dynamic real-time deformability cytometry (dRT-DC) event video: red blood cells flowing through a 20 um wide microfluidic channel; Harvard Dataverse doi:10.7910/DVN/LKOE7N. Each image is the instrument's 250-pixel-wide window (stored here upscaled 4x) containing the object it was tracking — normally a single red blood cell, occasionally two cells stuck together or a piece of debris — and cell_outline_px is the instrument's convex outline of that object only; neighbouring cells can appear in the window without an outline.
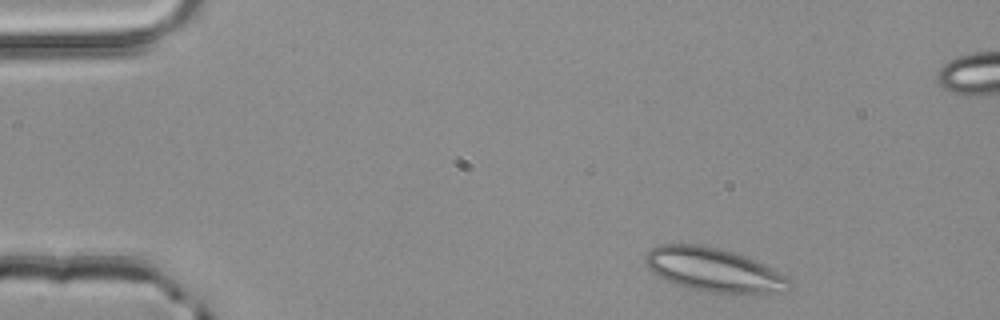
{"species": "common noctule bat (a hibernating species)", "species_latin": "Nyctalus noctula", "temperature_condition": "room temperature", "stored_images_in_passage": 47, "segment_of_instrument_passage": [1, 2], "camera_frame_rate_fps": 3000, "um_per_image_px": 0.085, "animal": {"sex": "male", "body_mass_g": 20.4}, "frame": {"image": 1, "passage_image": 2, "time_ms": 0.333, "image_size_px": [1000, 320], "cell_outline_px": [[792, 288], [788, 292], [732, 296], [708, 292], [688, 288], [676, 284], [652, 272], [644, 264], [644, 256], [652, 248], [660, 244], [700, 244], [748, 256], [788, 276], [792, 280]], "centroid_in_image_um": [60.77, 22.99], "position_along_channel_um": 24.2, "area_um2": 37.8}}
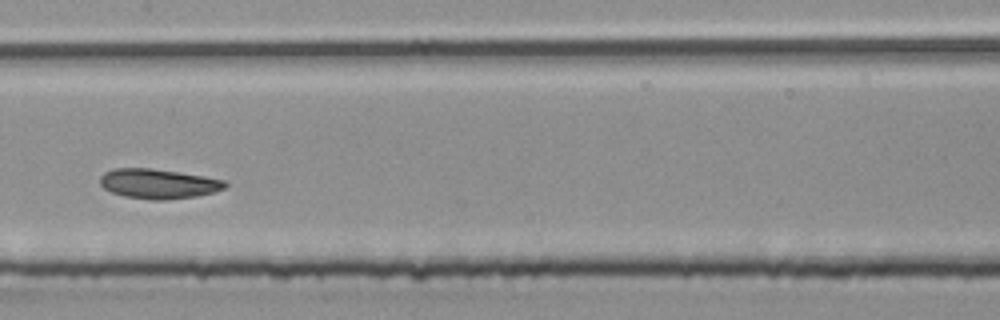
{"frame": {"image": 2, "passage_image": 21, "time_ms": 6.667, "image_size_px": [1000, 320], "cell_outline_px": [[228, 184], [224, 188], [212, 192], [196, 196], [164, 200], [152, 200], [124, 196], [112, 192], [104, 188], [100, 184], [100, 176], [104, 172], [112, 168], [152, 168], [204, 176], [228, 180]], "centroid_in_image_um": [13.45, 15.61], "position_along_channel_um": 193.9, "area_um2": 21.73}}
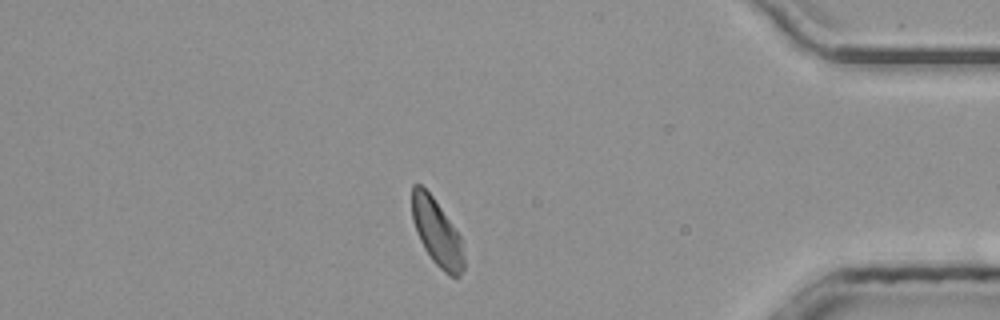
{"frame": {"image": 3, "passage_image": 39, "time_ms": 12.667, "image_size_px": [1000, 320], "cell_outline_px": [[464, 268], [460, 276], [456, 280], [444, 272], [432, 260], [424, 248], [416, 232], [412, 220], [412, 184], [420, 184], [432, 196], [464, 240]], "centroid_in_image_um": [37.17, 19.81], "position_along_channel_um": 398.0, "area_um2": 20.46}}